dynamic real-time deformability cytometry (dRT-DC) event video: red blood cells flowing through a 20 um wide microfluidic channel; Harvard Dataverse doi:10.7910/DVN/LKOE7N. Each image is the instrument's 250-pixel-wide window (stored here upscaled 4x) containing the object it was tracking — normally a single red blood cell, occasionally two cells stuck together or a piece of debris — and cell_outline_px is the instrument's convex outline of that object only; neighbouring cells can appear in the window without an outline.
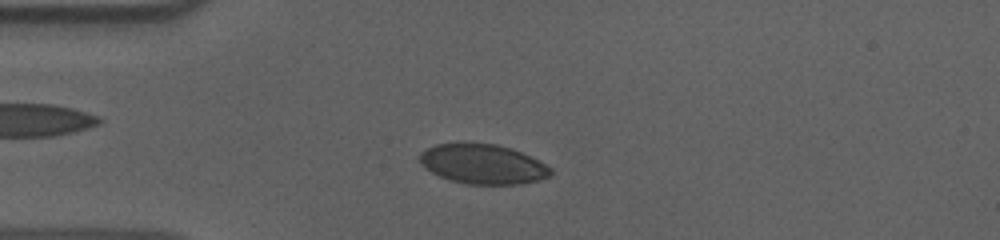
{"species": "human", "species_latin": "Homo sapiens", "temperature_condition": "cold", "stored_images_in_passage": 52, "camera_frame_rate_fps": 3000, "um_per_image_px": 0.085, "donor": {"sex": "male"}, "frame": {"image": 1, "passage_image": 10, "time_ms": 3.0, "image_size_px": [1000, 240], "cell_outline_px": [[552, 176], [540, 180], [520, 184], [464, 184], [448, 180], [424, 168], [420, 164], [420, 152], [424, 148], [436, 144], [496, 144], [512, 148], [552, 168]], "centroid_in_image_um": [41.02, 13.97], "position_along_channel_um": 44.0, "area_um2": 30.23}}
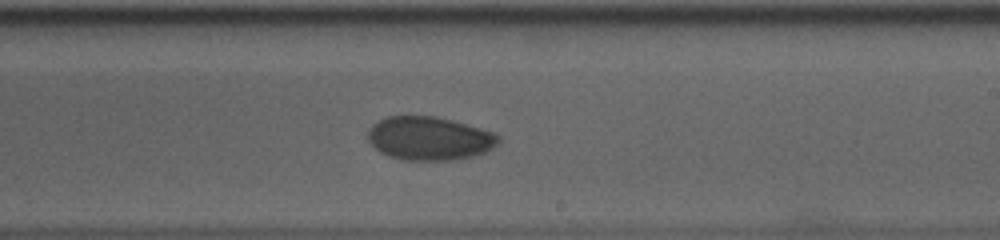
{"frame": {"image": 2, "passage_image": 29, "time_ms": 9.333, "image_size_px": [1000, 240], "cell_outline_px": [[500, 140], [492, 148], [484, 152], [472, 156], [452, 160], [404, 160], [388, 156], [380, 152], [368, 140], [368, 128], [372, 124], [388, 116], [436, 116], [452, 120], [496, 132], [500, 136]], "centroid_in_image_um": [36.5, 11.76], "position_along_channel_um": 252.5, "area_um2": 33.18}}
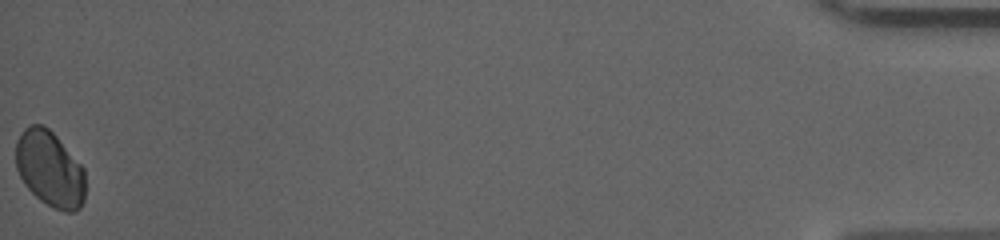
{"frame": {"image": 3, "passage_image": 52, "time_ms": 17.0, "image_size_px": [1000, 240], "cell_outline_px": [[84, 200], [80, 208], [76, 212], [64, 212], [52, 208], [40, 200], [24, 184], [16, 168], [16, 140], [20, 132], [24, 128], [32, 124], [44, 124], [56, 136], [84, 168]], "centroid_in_image_um": [4.22, 14.36], "position_along_channel_um": 431.0, "area_um2": 30.87}, "authors_computed_cell_mechanics": {"area_um2": 32.0212, "velocity_mm_per_s": 3.6267, "shape_relaxation_time_tau1_ms": 8.6172, "shape_relaxation_time_tau2_ms": 5.3689, "deformation_change_tau1": 0.1053, "deformation_change_tau2": 0.0354}}